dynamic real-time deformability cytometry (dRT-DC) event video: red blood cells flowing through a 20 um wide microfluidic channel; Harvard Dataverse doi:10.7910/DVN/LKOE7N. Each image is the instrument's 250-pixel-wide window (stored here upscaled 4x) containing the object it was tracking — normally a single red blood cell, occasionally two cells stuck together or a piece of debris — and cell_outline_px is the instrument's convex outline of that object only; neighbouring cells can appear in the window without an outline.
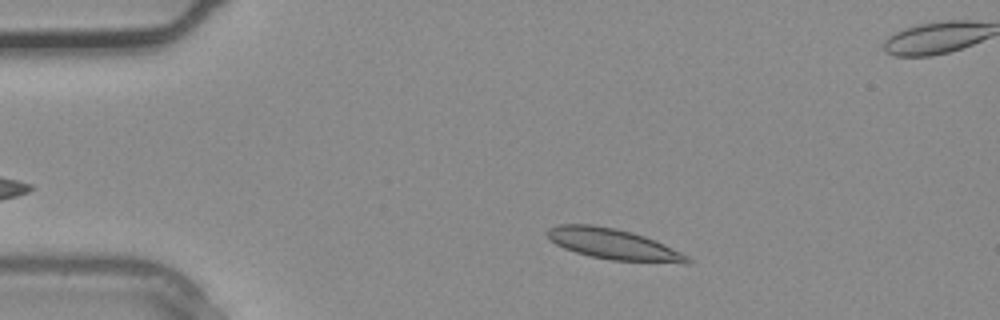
{"species": "common noctule bat (a hibernating species)", "species_latin": "Nyctalus noctula", "temperature_condition": "warm", "stored_images_in_passage": 2, "camera_frame_rate_fps": 3000, "um_per_image_px": 0.085, "animal": {"sex": "male", "body_mass_g": 20.4}, "frame": {"image": 1, "passage_image": 1, "time_ms": 0.0, "image_size_px": [1000, 320], "cell_outline_px": [[692, 260], [688, 264], [684, 264], [612, 260], [592, 256], [576, 252], [564, 248], [556, 244], [544, 232], [548, 228], [556, 224], [592, 224], [616, 228], [632, 232], [644, 236], [664, 244], [688, 256]], "centroid_in_image_um": [52.14, 20.75], "position_along_channel_um": 32.9, "area_um2": 25.14}}